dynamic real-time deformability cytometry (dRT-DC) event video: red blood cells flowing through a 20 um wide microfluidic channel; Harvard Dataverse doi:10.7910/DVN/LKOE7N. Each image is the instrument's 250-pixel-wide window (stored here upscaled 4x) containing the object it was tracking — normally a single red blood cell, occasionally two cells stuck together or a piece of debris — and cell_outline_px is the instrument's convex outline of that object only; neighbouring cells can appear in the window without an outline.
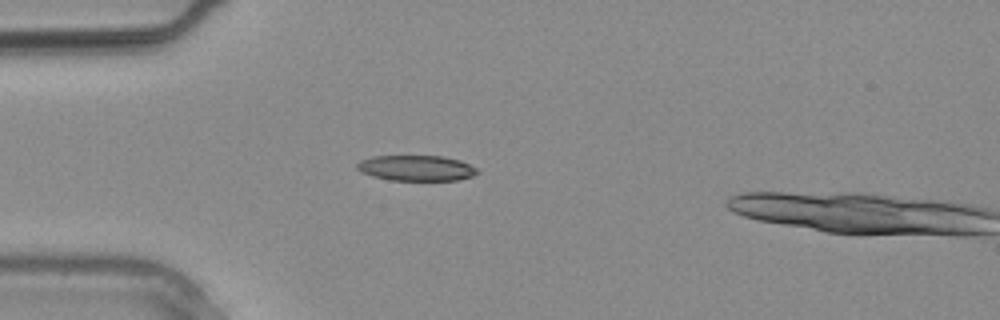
{"species": "common noctule bat (a hibernating species)", "species_latin": "Nyctalus noctula", "temperature_condition": "warm", "stored_images_in_passage": 2, "camera_frame_rate_fps": 3000, "um_per_image_px": 0.085, "animal": {"sex": "male", "body_mass_g": 20.4}, "frame": {"image": 1, "passage_image": 1, "time_ms": 0.0, "image_size_px": [1000, 320], "cell_outline_px": [[480, 172], [472, 176], [456, 180], [388, 180], [372, 176], [360, 172], [356, 168], [356, 164], [360, 160], [372, 156], [444, 156], [460, 160], [476, 168]], "centroid_in_image_um": [35.35, 14.28], "position_along_channel_um": 49.6, "area_um2": 17.98}}